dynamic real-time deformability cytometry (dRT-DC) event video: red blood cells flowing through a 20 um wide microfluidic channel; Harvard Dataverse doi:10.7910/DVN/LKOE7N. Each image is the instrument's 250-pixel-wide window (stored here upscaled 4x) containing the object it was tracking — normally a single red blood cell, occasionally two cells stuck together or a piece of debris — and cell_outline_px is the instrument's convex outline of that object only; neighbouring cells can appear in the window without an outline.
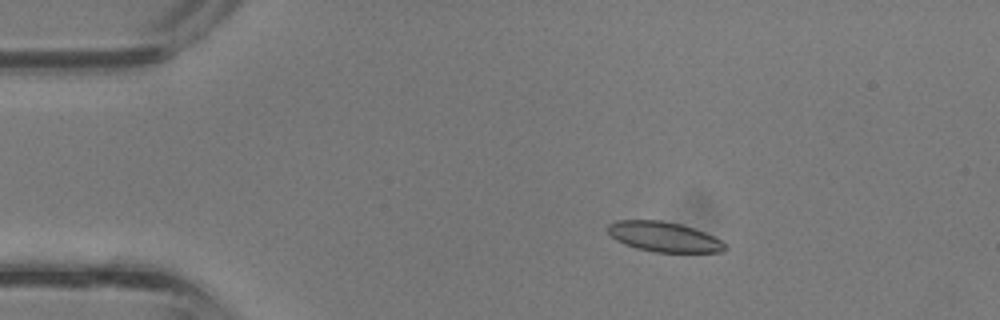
{"species": "common noctule bat (a hibernating species)", "species_latin": "Nyctalus noctula", "temperature_condition": "room temperature", "stored_images_in_passage": 38, "camera_frame_rate_fps": 3000, "um_per_image_px": 0.085, "animal": {"sex": "male", "body_mass_g": 13.3}, "frame": {"image": 1, "passage_image": 7, "time_ms": 2.0, "image_size_px": [1000, 320], "cell_outline_px": [[728, 248], [724, 252], [656, 252], [636, 248], [624, 244], [616, 240], [608, 232], [608, 224], [616, 220], [660, 220], [680, 224], [704, 232], [720, 240]], "centroid_in_image_um": [56.41, 20.13], "position_along_channel_um": 28.6, "area_um2": 20.35}}
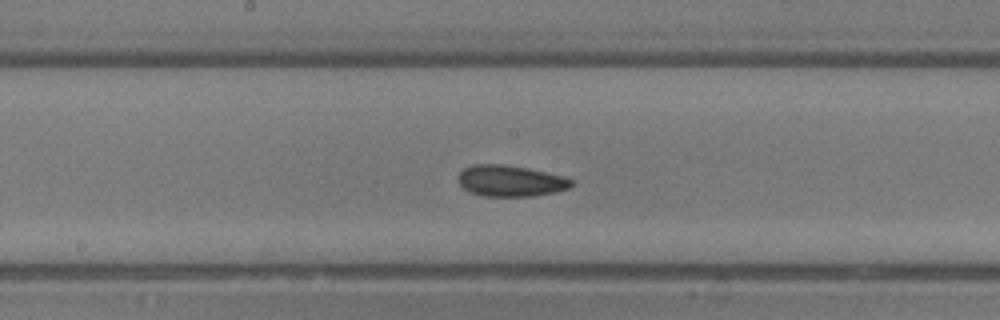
{"frame": {"image": 2, "passage_image": 20, "time_ms": 6.333, "image_size_px": [1000, 320], "cell_outline_px": [[572, 184], [568, 188], [556, 192], [532, 196], [484, 196], [468, 192], [456, 180], [460, 172], [464, 168], [472, 164], [504, 164], [528, 168], [564, 176], [572, 180]], "centroid_in_image_um": [43.35, 15.37], "position_along_channel_um": 204.8, "area_um2": 20.69}}
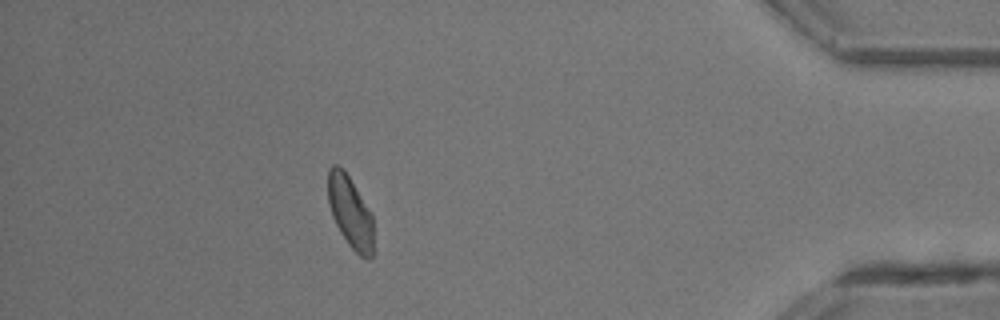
{"frame": {"image": 3, "passage_image": 34, "time_ms": 11.0, "image_size_px": [1000, 320], "cell_outline_px": [[372, 256], [368, 260], [360, 256], [348, 244], [340, 232], [332, 216], [328, 204], [328, 168], [332, 164], [336, 164], [344, 168], [372, 212]], "centroid_in_image_um": [29.75, 17.97], "position_along_channel_um": 405.4, "area_um2": 19.25}}